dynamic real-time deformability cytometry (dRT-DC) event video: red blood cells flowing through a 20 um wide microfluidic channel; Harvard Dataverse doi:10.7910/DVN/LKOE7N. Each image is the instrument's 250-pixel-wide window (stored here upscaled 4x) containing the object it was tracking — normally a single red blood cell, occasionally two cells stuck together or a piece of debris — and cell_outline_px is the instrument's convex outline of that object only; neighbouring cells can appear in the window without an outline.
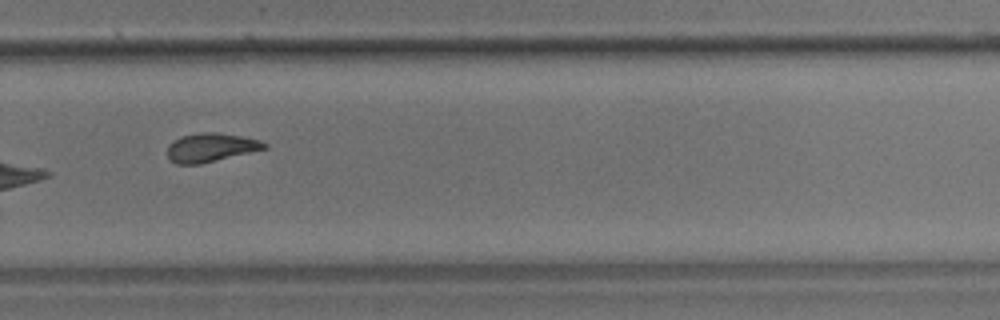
{"species": "common noctule bat (a hibernating species)", "species_latin": "Nyctalus noctula", "temperature_condition": "room temperature", "stored_images_in_passage": 14, "camera_frame_rate_fps": 3000, "um_per_image_px": 0.085, "animal": {"sex": "male", "body_mass_g": 17.9}, "frame": {"image": 1, "passage_image": 10, "time_ms": 11.333, "image_size_px": [1000, 320], "cell_outline_px": [[268, 148], [200, 164], [176, 164], [168, 160], [168, 144], [180, 136], [204, 132], [216, 132], [240, 136], [260, 140], [268, 144]], "centroid_in_image_um": [17.9, 12.54], "position_along_channel_um": 311.9, "area_um2": 16.24}, "authors_computed_cell_mechanics": {"area_um2": 18.8717, "velocity_mm_per_s": 3.6638, "shape_relaxation_time_tau1_ms": 8.6534, "shape_relaxation_time_tau2_ms": 3.3102, "deformation_change_tau1": 0.1638, "deformation_change_tau2": 0.0965}}